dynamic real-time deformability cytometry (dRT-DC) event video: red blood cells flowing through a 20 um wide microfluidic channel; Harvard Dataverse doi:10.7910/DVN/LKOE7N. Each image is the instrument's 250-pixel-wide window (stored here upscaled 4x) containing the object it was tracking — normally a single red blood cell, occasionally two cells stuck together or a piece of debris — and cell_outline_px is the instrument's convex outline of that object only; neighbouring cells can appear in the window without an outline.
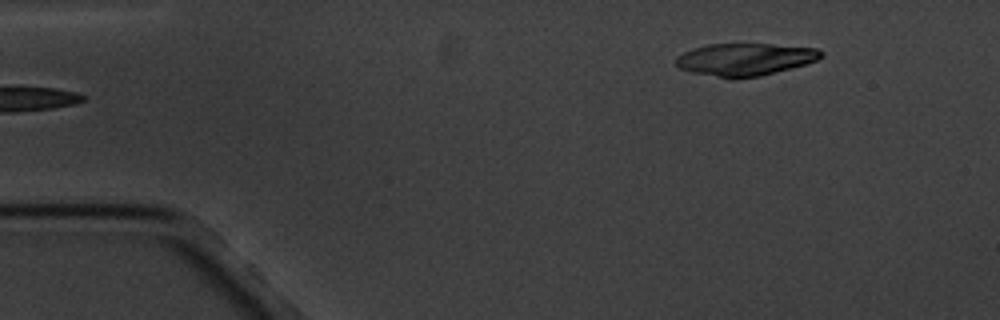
{"species": "common noctule bat (a hibernating species)", "species_latin": "Nyctalus noctula", "temperature_condition": "cold", "stored_images_in_passage": 5, "camera_frame_rate_fps": 3000, "um_per_image_px": 0.085, "animal": {"sex": "male", "body_mass_g": 20.1, "forearm_length_mm": 53.5}, "frame": {"image": 1, "passage_image": 5, "time_ms": 5.333, "image_size_px": [1000, 320], "cell_outline_px": [[824, 52], [816, 60], [808, 64], [760, 76], [736, 80], [728, 80], [692, 72], [680, 68], [676, 64], [676, 60], [684, 52], [692, 48], [708, 44], [772, 44], [816, 48]], "centroid_in_image_um": [63.32, 5.07], "position_along_channel_um": 21.7, "area_um2": 27.69}}